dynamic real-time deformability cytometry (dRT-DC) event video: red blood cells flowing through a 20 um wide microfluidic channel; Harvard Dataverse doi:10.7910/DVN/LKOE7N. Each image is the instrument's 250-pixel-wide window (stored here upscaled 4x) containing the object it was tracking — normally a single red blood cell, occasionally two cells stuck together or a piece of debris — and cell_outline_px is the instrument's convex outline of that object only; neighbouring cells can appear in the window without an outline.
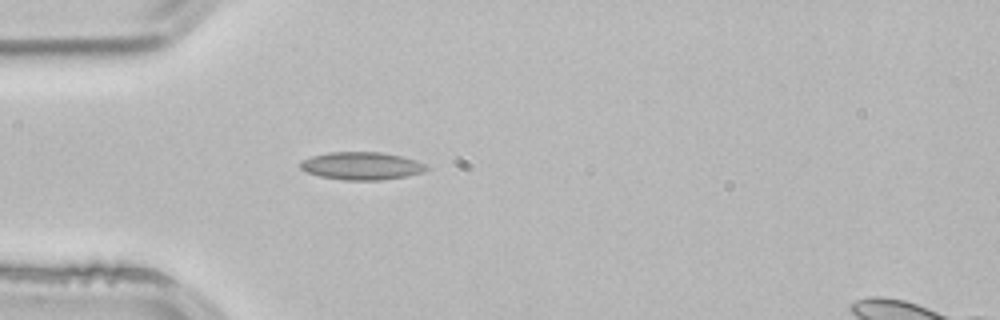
{"species": "common noctule bat (a hibernating species)", "species_latin": "Nyctalus noctula", "temperature_condition": "room temperature", "stored_images_in_passage": 1, "camera_frame_rate_fps": 3000, "um_per_image_px": 0.085, "animal": {"sex": "male", "body_mass_g": 21.5, "forearm_length_mm": 52.0}, "frame": {"image": 1, "passage_image": 1, "time_ms": 0.0, "image_size_px": [1000, 320], "cell_outline_px": [[428, 168], [420, 172], [404, 176], [380, 180], [344, 180], [320, 176], [308, 172], [300, 168], [300, 160], [312, 156], [328, 152], [380, 152], [400, 156], [416, 160], [428, 164]], "centroid_in_image_um": [30.71, 14.09], "position_along_channel_um": 54.3, "area_um2": 20.23}}